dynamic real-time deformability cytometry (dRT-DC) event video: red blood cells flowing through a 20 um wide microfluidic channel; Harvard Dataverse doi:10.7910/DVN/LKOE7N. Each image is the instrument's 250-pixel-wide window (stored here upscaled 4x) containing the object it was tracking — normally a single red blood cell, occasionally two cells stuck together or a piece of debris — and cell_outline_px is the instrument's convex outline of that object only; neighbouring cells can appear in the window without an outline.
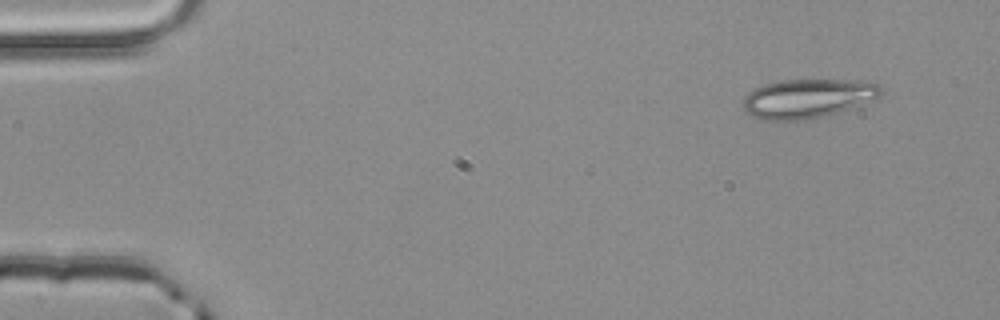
{"species": "common noctule bat (a hibernating species)", "species_latin": "Nyctalus noctula", "temperature_condition": "room temperature", "stored_images_in_passage": 3, "camera_frame_rate_fps": 3000, "um_per_image_px": 0.085, "animal": {"sex": "male", "body_mass_g": 20.4}, "frame": {"image": 1, "passage_image": 1, "time_ms": 0.0, "image_size_px": [1000, 320], "cell_outline_px": [[884, 92], [880, 96], [848, 108], [824, 116], [808, 120], [768, 120], [752, 116], [744, 108], [744, 96], [748, 92], [764, 84], [780, 80], [860, 80], [880, 84], [884, 88]], "centroid_in_image_um": [68.66, 8.35], "position_along_channel_um": 16.3, "area_um2": 31.21}}